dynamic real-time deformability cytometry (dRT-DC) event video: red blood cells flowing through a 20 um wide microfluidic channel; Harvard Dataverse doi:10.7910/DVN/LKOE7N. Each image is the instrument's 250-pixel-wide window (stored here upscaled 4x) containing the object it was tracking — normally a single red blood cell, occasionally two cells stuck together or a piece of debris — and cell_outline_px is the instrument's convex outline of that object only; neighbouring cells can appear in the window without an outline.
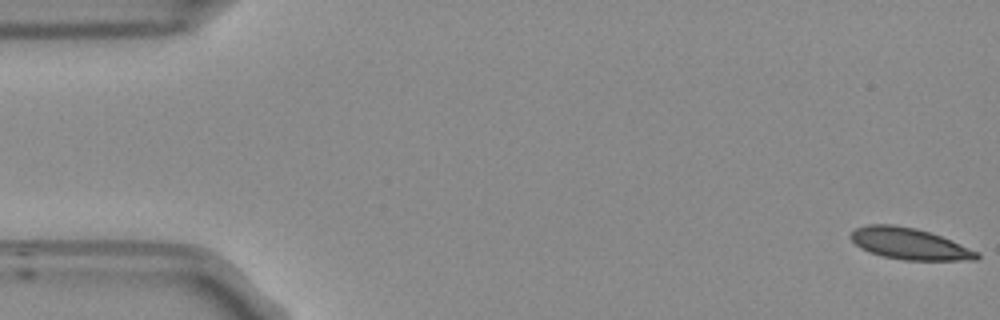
{"species": "Egyptian fruit bat (a non-hibernating species)", "species_latin": "Rousettus aegyptiacus", "temperature_condition": "room temperature", "stored_images_in_passage": 55, "camera_frame_rate_fps": 3000, "um_per_image_px": 0.085, "frame": {"image": 1, "passage_image": 1, "time_ms": 0.0, "image_size_px": [1000, 320], "cell_outline_px": [[980, 256], [976, 260], [904, 260], [884, 256], [868, 252], [860, 248], [848, 236], [856, 228], [868, 224], [892, 224], [916, 228], [952, 240], [980, 252]], "centroid_in_image_um": [77.31, 20.72], "position_along_channel_um": 7.7, "area_um2": 23.12}}
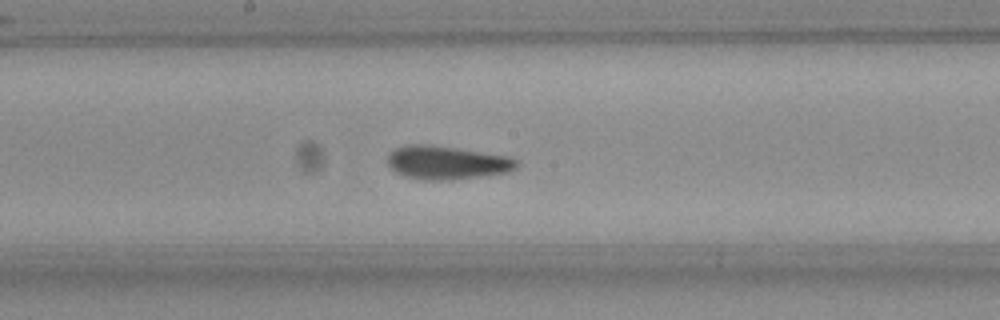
{"frame": {"image": 2, "passage_image": 28, "time_ms": 9.0, "image_size_px": [1000, 320], "cell_outline_px": [[520, 164], [516, 168], [508, 172], [452, 180], [424, 180], [408, 176], [396, 172], [388, 164], [388, 152], [396, 148], [408, 144], [432, 144], [508, 156], [520, 160]], "centroid_in_image_um": [38.01, 13.81], "position_along_channel_um": 210.2, "area_um2": 25.26}}
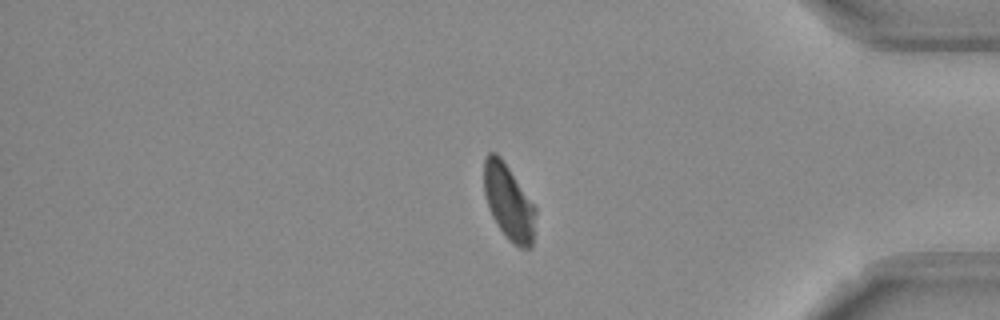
{"frame": {"image": 3, "passage_image": 45, "time_ms": 14.667, "image_size_px": [1000, 320], "cell_outline_px": [[536, 212], [532, 248], [520, 248], [512, 244], [508, 240], [492, 216], [488, 208], [484, 192], [484, 160], [488, 152], [496, 152], [500, 156], [536, 208]], "centroid_in_image_um": [43.23, 17.21], "position_along_channel_um": 392.0, "area_um2": 22.54}, "authors_computed_cell_mechanics": {"area_um2": 23.7558, "velocity_mm_per_s": 3.7305, "shape_relaxation_time_tau1_ms": 4.8592, "shape_relaxation_time_tau2_ms": 1.6936, "deformation_change_tau1": 0.1155, "deformation_change_tau2": 0.0713}}